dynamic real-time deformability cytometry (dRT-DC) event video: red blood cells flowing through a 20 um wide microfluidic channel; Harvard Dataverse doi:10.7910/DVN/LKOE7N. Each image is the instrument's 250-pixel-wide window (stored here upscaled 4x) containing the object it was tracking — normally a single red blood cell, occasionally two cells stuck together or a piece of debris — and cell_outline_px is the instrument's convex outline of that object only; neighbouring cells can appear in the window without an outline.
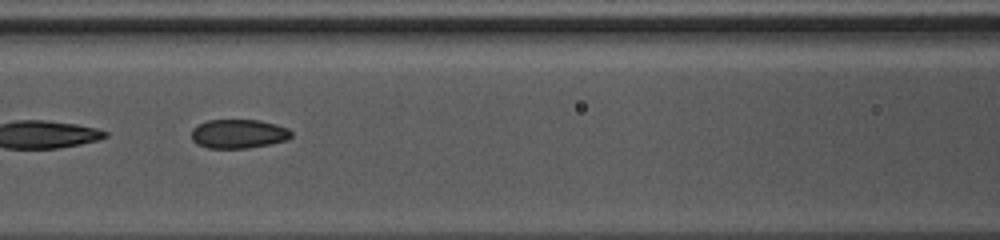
{"species": "common noctule bat (a hibernating species)", "species_latin": "Nyctalus noctula", "temperature_condition": "warm", "stored_images_in_passage": 46, "segment_of_instrument_passage": [2, 2], "camera_frame_rate_fps": 3000, "um_per_image_px": 0.085, "animal": {"sex": "female", "body_mass_g": 10.0, "forearm_length_mm": 53.1}, "frame": {"image": 1, "passage_image": 21, "time_ms": 6.667, "image_size_px": [1000, 240], "cell_outline_px": [[292, 136], [288, 140], [248, 148], [208, 148], [196, 144], [192, 140], [192, 128], [208, 120], [256, 120], [276, 124], [288, 128], [292, 132]], "centroid_in_image_um": [20.28, 11.38], "position_along_channel_um": 146.3, "area_um2": 16.88}}
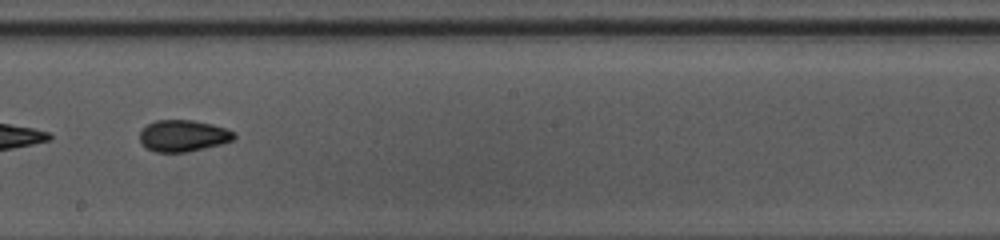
{"frame": {"image": 2, "passage_image": 27, "time_ms": 8.667, "image_size_px": [1000, 240], "cell_outline_px": [[236, 140], [188, 152], [156, 152], [148, 148], [140, 140], [140, 132], [148, 124], [156, 120], [192, 120], [212, 124], [228, 128], [236, 132]], "centroid_in_image_um": [15.64, 11.53], "position_along_channel_um": 232.6, "area_um2": 17.4}}
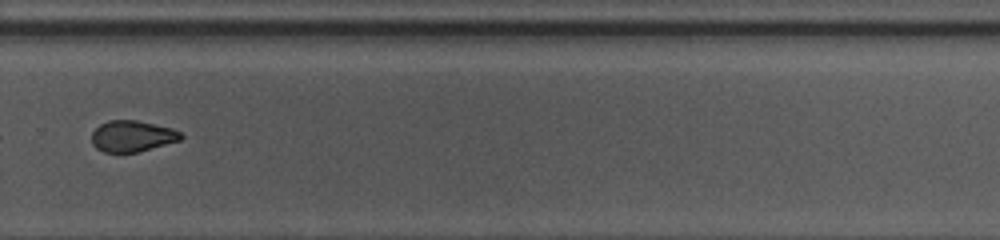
{"frame": {"image": 3, "passage_image": 33, "time_ms": 10.667, "image_size_px": [1000, 240], "cell_outline_px": [[184, 136], [180, 140], [136, 152], [104, 152], [96, 148], [92, 144], [92, 132], [100, 124], [108, 120], [136, 120], [172, 128], [180, 132]], "centroid_in_image_um": [11.22, 11.56], "position_along_channel_um": 318.6, "area_um2": 16.07}}